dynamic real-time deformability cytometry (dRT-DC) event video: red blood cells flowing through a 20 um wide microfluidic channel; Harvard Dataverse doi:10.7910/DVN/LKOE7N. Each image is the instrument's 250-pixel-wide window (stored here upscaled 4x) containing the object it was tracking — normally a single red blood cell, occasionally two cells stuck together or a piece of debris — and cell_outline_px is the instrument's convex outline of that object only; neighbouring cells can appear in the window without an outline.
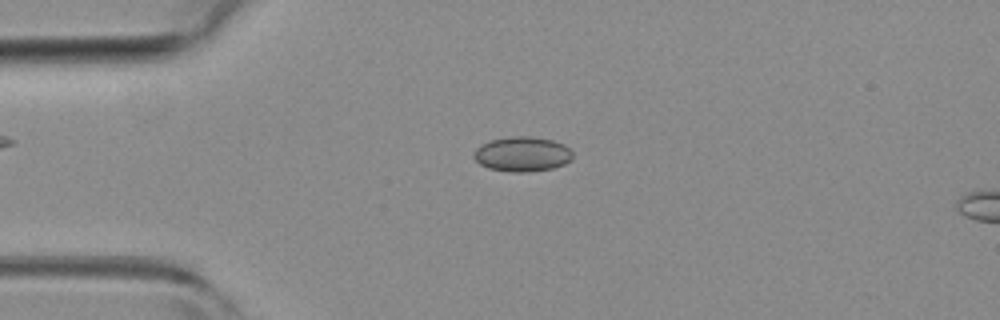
{"species": "common noctule bat (a hibernating species)", "species_latin": "Nyctalus noctula", "temperature_condition": "room temperature", "stored_images_in_passage": 40, "camera_frame_rate_fps": 3000, "um_per_image_px": 0.085, "animal": {"sex": "female", "body_mass_g": 19.3, "forearm_length_mm": 54.1}, "frame": {"image": 1, "passage_image": 4, "time_ms": 1.0, "image_size_px": [1000, 320], "cell_outline_px": [[572, 160], [564, 164], [552, 168], [528, 172], [512, 172], [488, 168], [480, 164], [472, 156], [472, 152], [476, 148], [492, 140], [512, 136], [528, 136], [552, 140], [564, 144], [572, 152]], "centroid_in_image_um": [44.39, 13.1], "position_along_channel_um": 40.6, "area_um2": 20.0}}
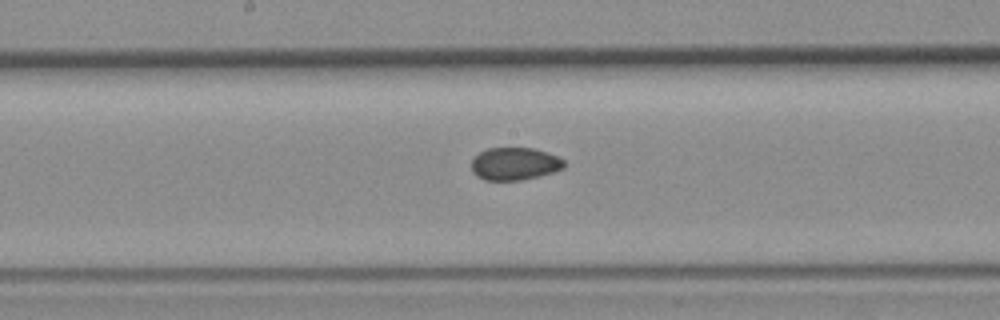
{"frame": {"image": 2, "passage_image": 17, "time_ms": 5.333, "image_size_px": [1000, 320], "cell_outline_px": [[564, 168], [552, 172], [520, 180], [484, 180], [476, 176], [472, 172], [472, 160], [480, 152], [488, 148], [532, 148], [556, 156], [564, 160]], "centroid_in_image_um": [43.71, 13.92], "position_along_channel_um": 204.5, "area_um2": 17.34}}
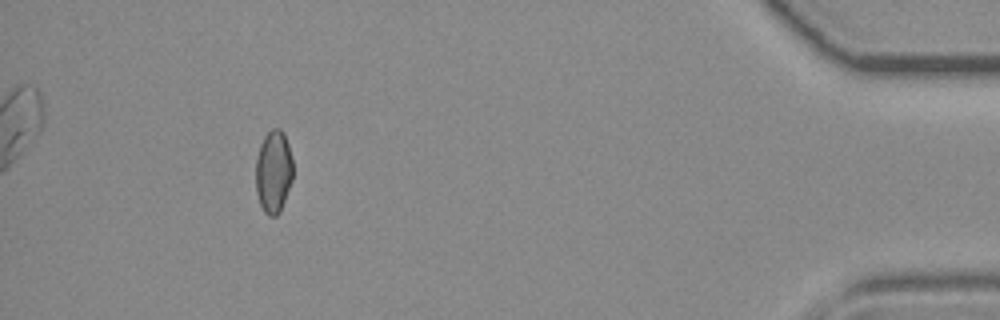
{"frame": {"image": 3, "passage_image": 36, "time_ms": 11.667, "image_size_px": [1000, 320], "cell_outline_px": [[292, 180], [280, 212], [276, 216], [268, 216], [264, 212], [260, 204], [256, 192], [256, 156], [260, 144], [264, 136], [272, 128], [280, 128], [284, 132], [288, 144], [292, 160]], "centroid_in_image_um": [23.24, 14.58], "position_along_channel_um": 412.0, "area_um2": 18.03}, "authors_computed_cell_mechanics": {"area_um2": 18.207, "velocity_mm_per_s": 4.331, "shape_relaxation_time_tau1_ms": null, "shape_relaxation_time_tau2_ms": 1.9378, "deformation_change_tau1": null, "deformation_change_tau2": 0.0499}}